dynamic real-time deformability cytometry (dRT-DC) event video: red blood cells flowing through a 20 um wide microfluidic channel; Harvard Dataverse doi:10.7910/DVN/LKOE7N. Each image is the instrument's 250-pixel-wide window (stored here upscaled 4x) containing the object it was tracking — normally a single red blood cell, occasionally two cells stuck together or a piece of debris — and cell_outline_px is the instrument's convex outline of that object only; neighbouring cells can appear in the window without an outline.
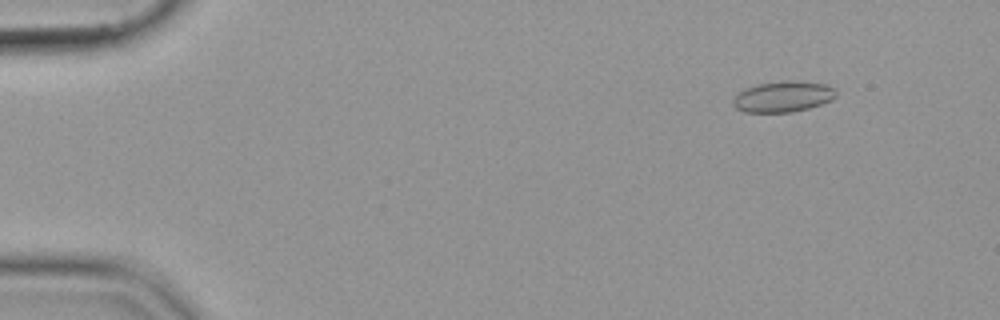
{"species": "common noctule bat (a hibernating species)", "species_latin": "Nyctalus noctula", "temperature_condition": "cold", "stored_images_in_passage": 56, "camera_frame_rate_fps": 3000, "um_per_image_px": 0.085, "animal": {"sex": "female", "body_mass_g": 19.9}, "frame": {"image": 1, "passage_image": 7, "time_ms": 2.0, "image_size_px": [1000, 320], "cell_outline_px": [[836, 96], [832, 100], [808, 108], [792, 112], [744, 112], [736, 108], [732, 104], [732, 100], [744, 88], [760, 84], [784, 80], [828, 84], [836, 88]], "centroid_in_image_um": [66.58, 8.21], "position_along_channel_um": 18.4, "area_um2": 18.5}}
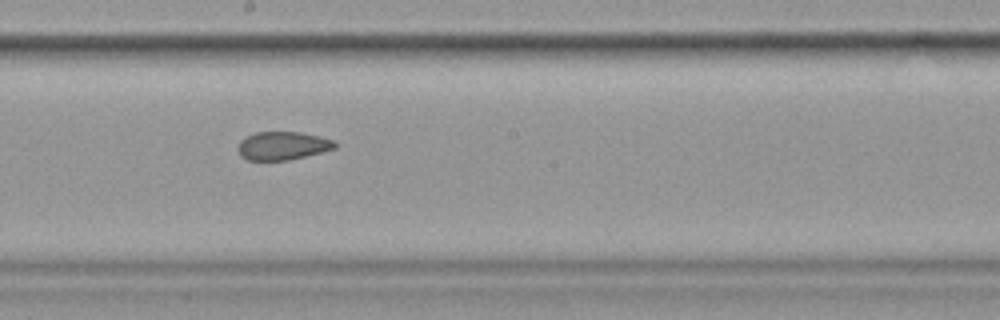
{"frame": {"image": 2, "passage_image": 32, "time_ms": 10.333, "image_size_px": [1000, 320], "cell_outline_px": [[336, 148], [324, 152], [288, 160], [248, 160], [240, 156], [236, 148], [240, 140], [256, 132], [300, 132], [320, 136], [332, 140], [336, 144]], "centroid_in_image_um": [24.01, 12.39], "position_along_channel_um": 224.2, "area_um2": 16.07}}
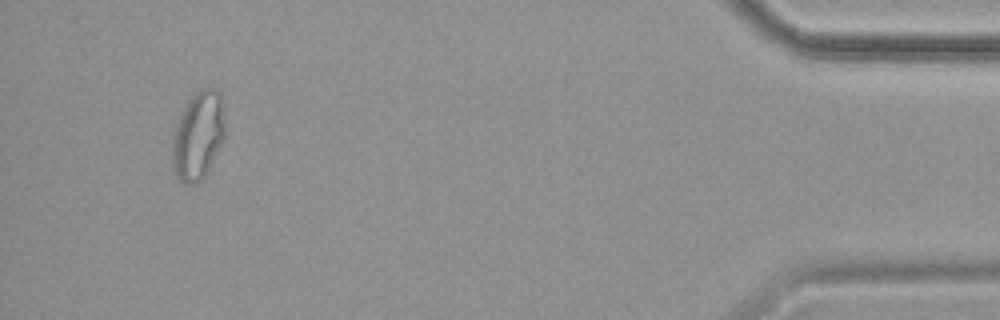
{"frame": {"image": 3, "passage_image": 53, "time_ms": 17.333, "image_size_px": [1000, 320], "cell_outline_px": [[224, 136], [204, 176], [196, 184], [184, 184], [172, 172], [172, 136], [180, 112], [188, 100], [200, 88], [216, 88], [220, 92], [224, 120]], "centroid_in_image_um": [16.79, 11.51], "position_along_channel_um": 418.4, "area_um2": 27.05}}